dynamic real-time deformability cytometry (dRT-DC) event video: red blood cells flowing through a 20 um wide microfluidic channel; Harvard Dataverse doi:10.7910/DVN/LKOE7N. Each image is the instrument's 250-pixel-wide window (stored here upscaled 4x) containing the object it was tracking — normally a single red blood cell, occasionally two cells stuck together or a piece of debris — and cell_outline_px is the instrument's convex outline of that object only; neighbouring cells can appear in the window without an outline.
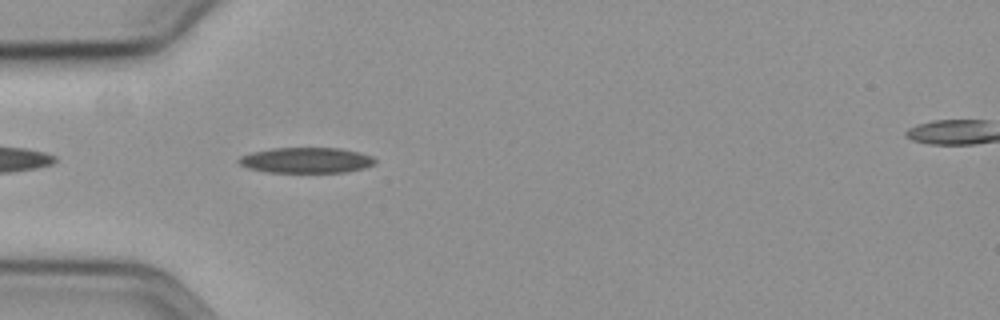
{"species": "common noctule bat (a hibernating species)", "species_latin": "Nyctalus noctula", "temperature_condition": "cold", "stored_images_in_passage": 43, "camera_frame_rate_fps": 3000, "um_per_image_px": 0.085, "animal": {"sex": "female", "body_mass_g": 19.3, "forearm_length_mm": 54.1}, "frame": {"image": 1, "passage_image": 3, "time_ms": 0.667, "image_size_px": [1000, 320], "cell_outline_px": [[376, 164], [364, 168], [344, 172], [264, 172], [248, 168], [240, 164], [236, 160], [240, 156], [252, 152], [272, 148], [340, 148], [360, 152], [372, 156], [376, 160]], "centroid_in_image_um": [26.03, 13.62], "position_along_channel_um": 59.0, "area_um2": 20.4}}
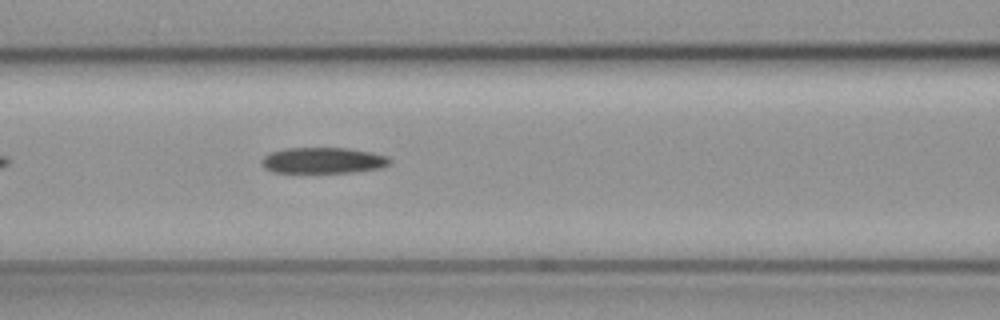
{"frame": {"image": 2, "passage_image": 10, "time_ms": 3.0, "image_size_px": [1000, 320], "cell_outline_px": [[392, 160], [388, 164], [380, 168], [352, 172], [272, 172], [264, 168], [260, 164], [260, 160], [264, 156], [272, 152], [284, 148], [348, 148], [388, 156]], "centroid_in_image_um": [27.42, 13.63], "position_along_channel_um": 139.2, "area_um2": 19.31}}
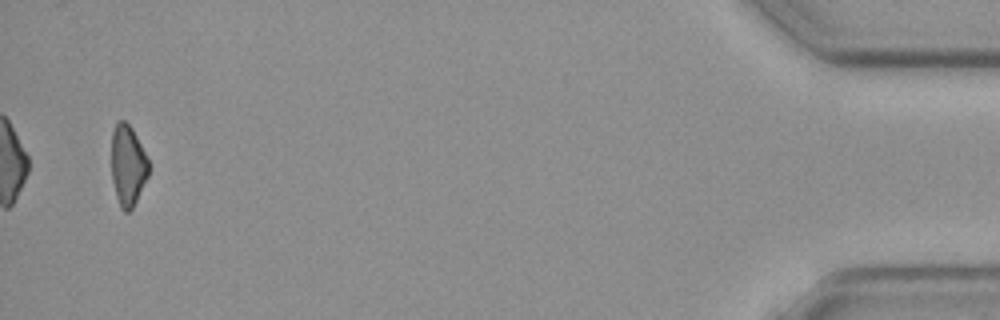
{"frame": {"image": 3, "passage_image": 41, "time_ms": 13.333, "image_size_px": [1000, 320], "cell_outline_px": [[148, 176], [132, 208], [128, 212], [124, 212], [120, 208], [116, 196], [112, 180], [112, 132], [116, 124], [120, 120], [124, 120], [132, 128], [148, 160]], "centroid_in_image_um": [10.85, 14.08], "position_along_channel_um": 424.4, "area_um2": 17.22}, "authors_computed_cell_mechanics": {"area_um2": 19.7676, "velocity_mm_per_s": 3.6211, "shape_relaxation_time_tau1_ms": 4.3759, "shape_relaxation_time_tau2_ms": null, "deformation_change_tau1": 0.1139, "deformation_change_tau2": null}}